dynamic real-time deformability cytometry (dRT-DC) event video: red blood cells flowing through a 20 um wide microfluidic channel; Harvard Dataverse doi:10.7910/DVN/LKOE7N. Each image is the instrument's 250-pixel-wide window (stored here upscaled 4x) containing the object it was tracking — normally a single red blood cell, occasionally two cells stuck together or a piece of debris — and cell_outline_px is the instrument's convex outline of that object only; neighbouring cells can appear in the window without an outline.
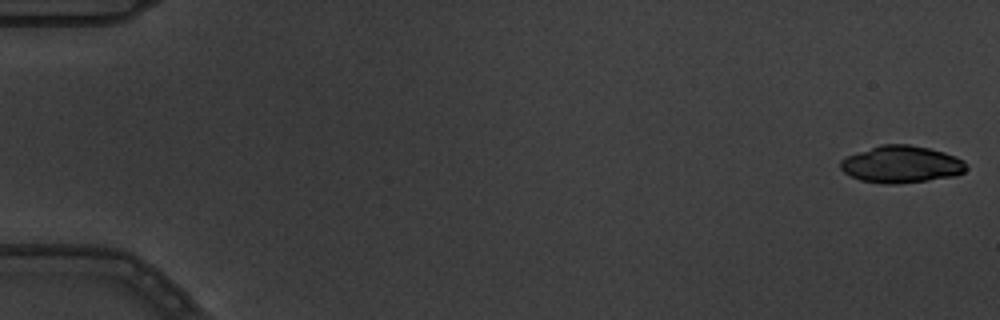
{"species": "common noctule bat (a hibernating species)", "species_latin": "Nyctalus noctula", "temperature_condition": "warm", "stored_images_in_passage": 4, "camera_frame_rate_fps": 3000, "um_per_image_px": 0.085, "animal": {"sex": "male", "body_mass_g": 19.5, "forearm_length_mm": 54.6}, "frame": {"image": 1, "passage_image": 1, "time_ms": 0.0, "image_size_px": [1000, 320], "cell_outline_px": [[968, 168], [964, 172], [956, 176], [928, 180], [896, 184], [884, 184], [860, 180], [844, 172], [840, 168], [840, 160], [844, 156], [880, 144], [908, 144], [928, 148], [944, 152], [956, 156], [964, 160]], "centroid_in_image_um": [76.61, 13.96], "position_along_channel_um": 8.4, "area_um2": 27.46}}
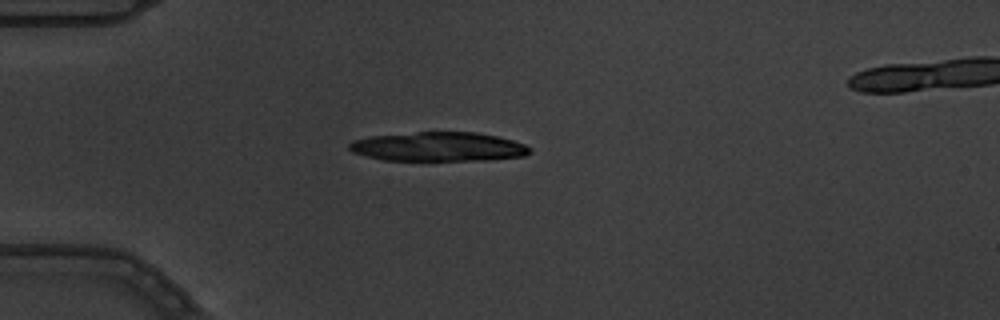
{"frame": {"image": 2, "passage_image": 4, "time_ms": 1.0, "image_size_px": [1000, 320], "cell_outline_px": [[532, 152], [524, 156], [488, 160], [384, 160], [352, 152], [348, 148], [348, 144], [352, 140], [372, 136], [416, 132], [476, 132], [496, 136], [512, 140], [524, 144], [532, 148]], "centroid_in_image_um": [37.29, 12.47], "position_along_channel_um": 47.7, "area_um2": 30.69}}